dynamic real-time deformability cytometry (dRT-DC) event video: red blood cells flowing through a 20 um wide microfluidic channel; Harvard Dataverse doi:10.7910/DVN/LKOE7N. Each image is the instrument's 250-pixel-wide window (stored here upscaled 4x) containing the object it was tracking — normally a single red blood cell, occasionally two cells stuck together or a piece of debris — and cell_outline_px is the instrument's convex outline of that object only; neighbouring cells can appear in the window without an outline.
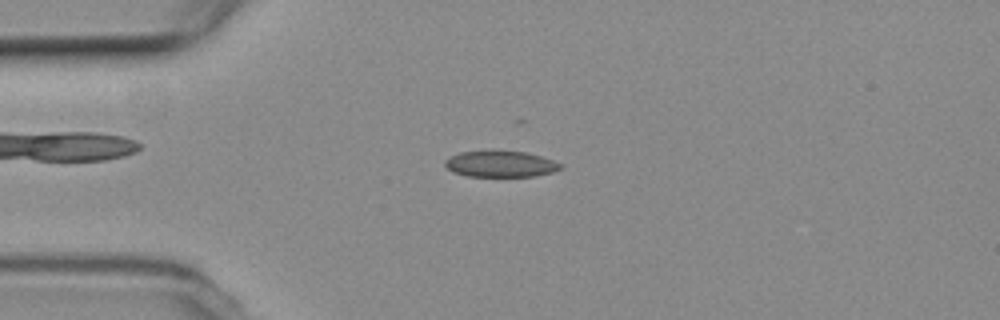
{"species": "common noctule bat (a hibernating species)", "species_latin": "Nyctalus noctula", "temperature_condition": "room temperature", "stored_images_in_passage": 56, "camera_frame_rate_fps": 3000, "um_per_image_px": 0.085, "animal": {"sex": "female", "body_mass_g": 19.3, "forearm_length_mm": 54.1}, "frame": {"image": 1, "passage_image": 13, "time_ms": 4.0, "image_size_px": [1000, 320], "cell_outline_px": [[564, 168], [552, 172], [536, 176], [468, 176], [452, 172], [444, 164], [444, 160], [460, 152], [492, 148], [524, 152], [540, 156], [552, 160], [560, 164]], "centroid_in_image_um": [42.51, 13.9], "position_along_channel_um": 42.5, "area_um2": 18.09}}
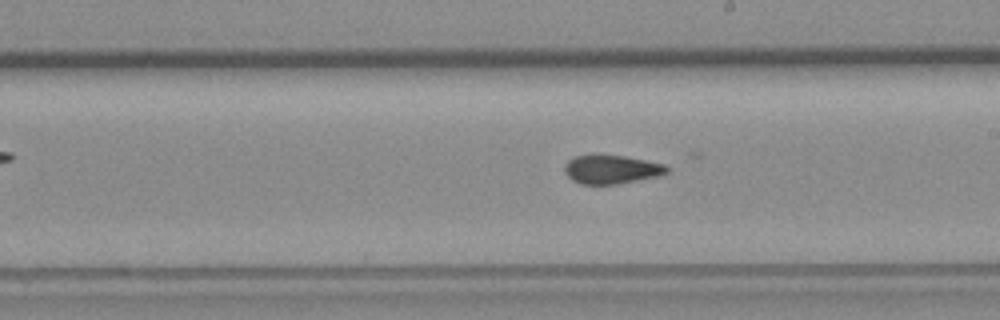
{"frame": {"image": 2, "passage_image": 31, "time_ms": 10.0, "image_size_px": [1000, 320], "cell_outline_px": [[668, 172], [660, 176], [616, 184], [580, 184], [572, 180], [564, 172], [564, 164], [572, 156], [592, 152], [624, 156], [664, 164], [668, 168]], "centroid_in_image_um": [51.9, 14.36], "position_along_channel_um": 237.1, "area_um2": 17.69}}
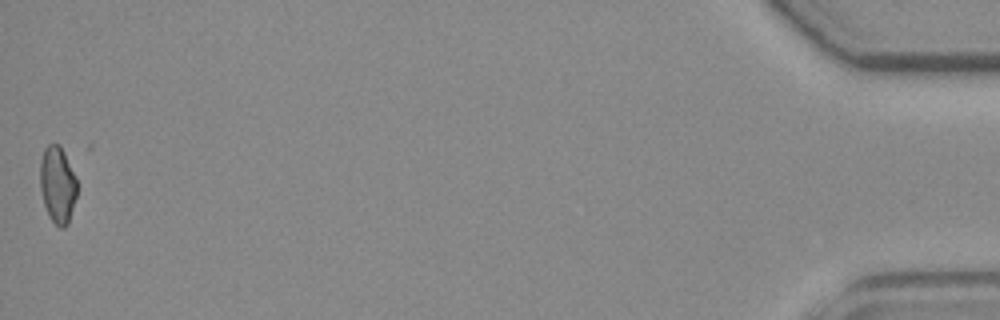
{"frame": {"image": 3, "passage_image": 56, "time_ms": 18.333, "image_size_px": [1000, 320], "cell_outline_px": [[76, 196], [68, 224], [64, 228], [60, 228], [48, 216], [44, 204], [40, 188], [40, 160], [44, 148], [48, 144], [60, 144], [64, 152], [76, 180]], "centroid_in_image_um": [4.87, 15.7], "position_along_channel_um": 430.3, "area_um2": 16.42}, "authors_computed_cell_mechanics": {"area_um2": 17.6868, "velocity_mm_per_s": 3.579, "shape_relaxation_time_tau1_ms": 3.6985, "shape_relaxation_time_tau2_ms": 1.8227, "deformation_change_tau1": 0.1405, "deformation_change_tau2": 0.0831}}